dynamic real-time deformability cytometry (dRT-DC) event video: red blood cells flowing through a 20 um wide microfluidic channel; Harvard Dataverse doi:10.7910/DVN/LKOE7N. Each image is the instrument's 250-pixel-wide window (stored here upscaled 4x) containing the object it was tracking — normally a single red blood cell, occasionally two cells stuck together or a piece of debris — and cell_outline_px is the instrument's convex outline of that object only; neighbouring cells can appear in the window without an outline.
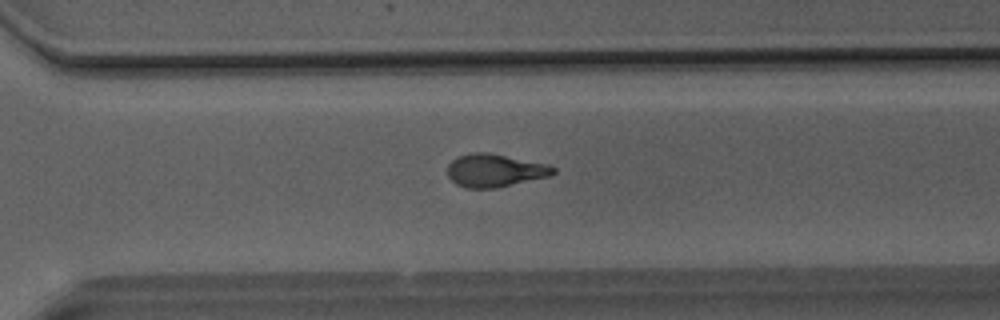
{"species": "Egyptian fruit bat (a non-hibernating species)", "species_latin": "Rousettus aegyptiacus", "temperature_condition": "room temperature", "stored_images_in_passage": 50, "camera_frame_rate_fps": 3000, "um_per_image_px": 0.085, "animal": {"sex": "male"}, "frame": {"image": 1, "passage_image": 36, "time_ms": 11.667, "image_size_px": [1000, 320], "cell_outline_px": [[556, 172], [552, 176], [496, 188], [468, 188], [456, 184], [448, 176], [448, 164], [456, 156], [472, 152], [488, 152], [548, 164], [556, 168]], "centroid_in_image_um": [42.08, 14.48], "position_along_channel_um": 328.5, "area_um2": 20.52}}
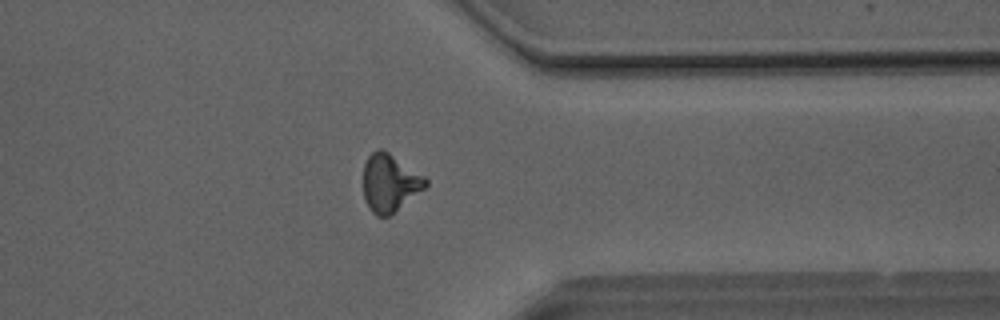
{"frame": {"image": 2, "passage_image": 40, "time_ms": 13.0, "image_size_px": [1000, 320], "cell_outline_px": [[428, 184], [424, 188], [388, 216], [376, 216], [368, 208], [364, 200], [364, 164], [368, 156], [376, 148], [380, 148], [388, 152], [424, 176], [428, 180]], "centroid_in_image_um": [33.1, 15.54], "position_along_channel_um": 378.3, "area_um2": 20.63}}
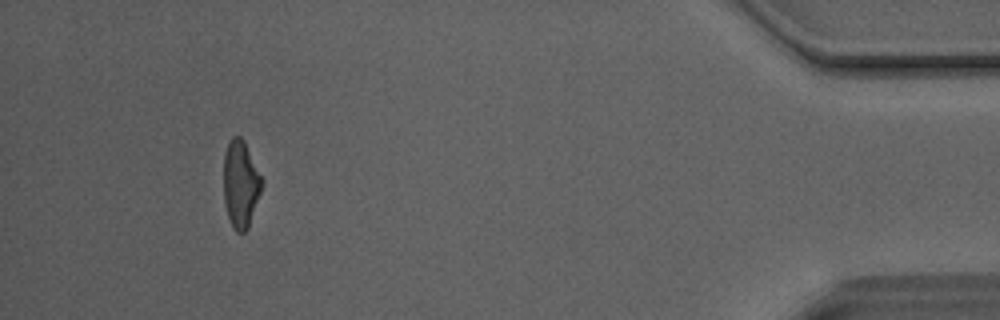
{"frame": {"image": 3, "passage_image": 47, "time_ms": 15.333, "image_size_px": [1000, 320], "cell_outline_px": [[264, 184], [248, 228], [244, 232], [236, 232], [232, 228], [228, 220], [224, 204], [224, 152], [232, 136], [240, 136], [244, 140], [264, 180]], "centroid_in_image_um": [20.46, 15.66], "position_along_channel_um": 414.7, "area_um2": 19.83}, "authors_computed_cell_mechanics": {"area_um2": 20.4901, "velocity_mm_per_s": 4.1325, "shape_relaxation_time_tau1_ms": 6.7941, "shape_relaxation_time_tau2_ms": 1.9712, "deformation_change_tau1": 0.207, "deformation_change_tau2": 0.102}}